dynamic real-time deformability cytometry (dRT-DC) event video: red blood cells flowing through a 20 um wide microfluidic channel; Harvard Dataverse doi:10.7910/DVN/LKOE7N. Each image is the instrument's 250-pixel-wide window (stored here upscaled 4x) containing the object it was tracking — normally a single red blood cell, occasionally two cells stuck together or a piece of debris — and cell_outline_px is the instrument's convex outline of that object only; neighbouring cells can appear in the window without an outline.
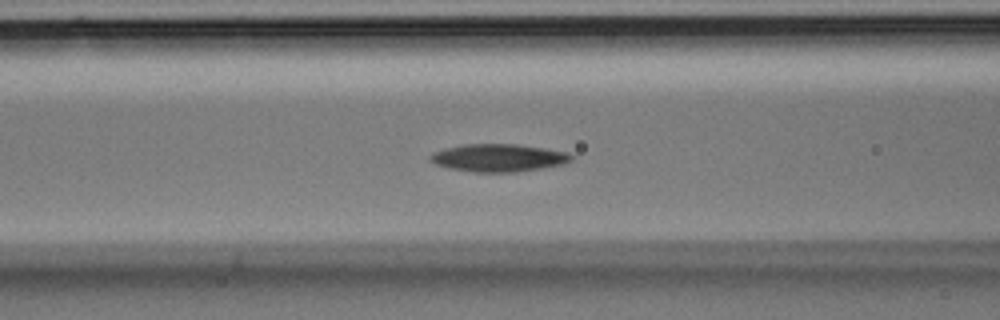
{"species": "Egyptian fruit bat (a non-hibernating species)", "species_latin": "Rousettus aegyptiacus", "temperature_condition": "room temperature", "stored_images_in_passage": 29, "camera_frame_rate_fps": 3000, "um_per_image_px": 0.085, "animal": {"sex": "male"}, "frame": {"image": 1, "passage_image": 6, "time_ms": 1.667, "image_size_px": [1000, 320], "cell_outline_px": [[576, 156], [572, 160], [564, 164], [544, 168], [516, 172], [476, 172], [448, 168], [436, 164], [428, 160], [428, 156], [432, 152], [444, 148], [464, 144], [516, 144], [544, 148], [568, 152]], "centroid_in_image_um": [42.38, 13.41], "position_along_channel_um": 124.2, "area_um2": 23.06}}
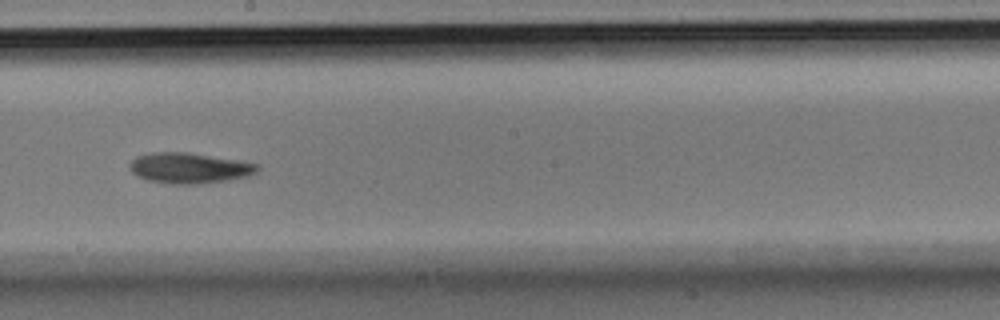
{"frame": {"image": 2, "passage_image": 12, "time_ms": 3.667, "image_size_px": [1000, 320], "cell_outline_px": [[260, 168], [256, 172], [248, 176], [224, 180], [196, 184], [172, 184], [152, 180], [140, 176], [132, 172], [128, 168], [128, 164], [136, 156], [152, 152], [188, 152], [260, 164]], "centroid_in_image_um": [16.08, 14.27], "position_along_channel_um": 232.1, "area_um2": 22.48}}
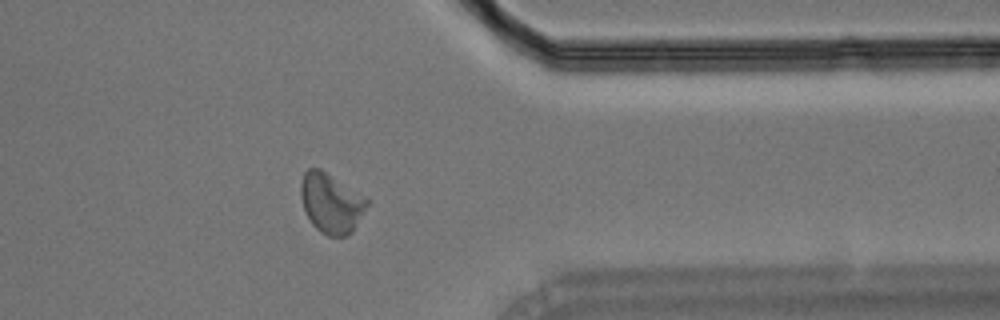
{"frame": {"image": 3, "passage_image": 21, "time_ms": 6.667, "image_size_px": [1000, 320], "cell_outline_px": [[372, 200], [352, 232], [348, 236], [328, 236], [320, 232], [312, 224], [304, 208], [300, 196], [300, 184], [304, 172], [308, 168], [320, 168]], "centroid_in_image_um": [28.17, 17.26], "position_along_channel_um": 383.2, "area_um2": 23.35}}